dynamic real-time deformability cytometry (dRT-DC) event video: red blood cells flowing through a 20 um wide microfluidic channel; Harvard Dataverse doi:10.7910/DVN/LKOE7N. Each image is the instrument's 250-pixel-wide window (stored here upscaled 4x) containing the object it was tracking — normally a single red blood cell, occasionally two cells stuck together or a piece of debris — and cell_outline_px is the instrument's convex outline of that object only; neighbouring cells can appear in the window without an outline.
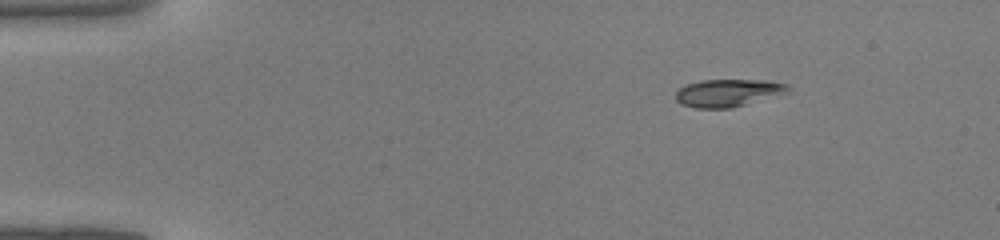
{"species": "common noctule bat (a hibernating species)", "species_latin": "Nyctalus noctula", "temperature_condition": "warm", "stored_images_in_passage": 38, "camera_frame_rate_fps": 3000, "um_per_image_px": 0.085, "animal": {"sex": "male", "body_mass_g": 19.0, "forearm_length_mm": 50.8}, "frame": {"image": 1, "passage_image": 1, "time_ms": 0.0, "image_size_px": [1000, 240], "cell_outline_px": [[792, 88], [784, 96], [732, 108], [696, 108], [680, 104], [676, 100], [676, 92], [684, 84], [700, 80], [768, 80], [788, 84]], "centroid_in_image_um": [61.98, 7.9], "position_along_channel_um": 23.0, "area_um2": 18.73}}
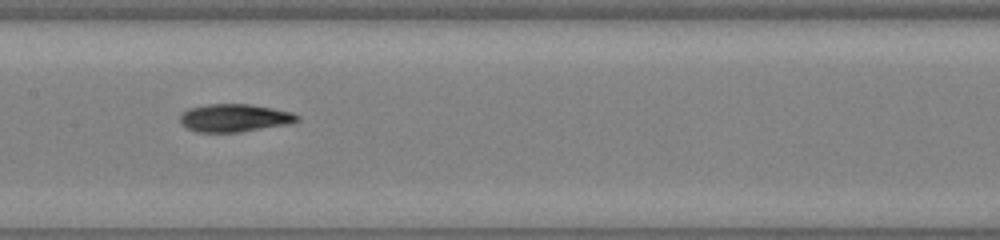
{"frame": {"image": 2, "passage_image": 17, "time_ms": 5.333, "image_size_px": [1000, 240], "cell_outline_px": [[300, 120], [292, 124], [240, 132], [196, 132], [180, 124], [180, 116], [188, 108], [208, 104], [248, 104], [272, 108], [292, 112], [300, 116]], "centroid_in_image_um": [19.96, 10.03], "position_along_channel_um": 187.4, "area_um2": 19.19}}
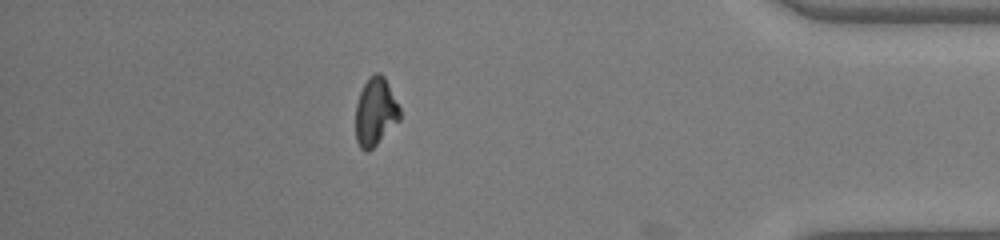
{"frame": {"image": 3, "passage_image": 33, "time_ms": 10.667, "image_size_px": [1000, 240], "cell_outline_px": [[400, 120], [368, 152], [360, 148], [356, 140], [356, 104], [360, 92], [368, 76], [376, 72], [380, 72], [384, 76], [400, 108]], "centroid_in_image_um": [31.9, 9.49], "position_along_channel_um": 403.3, "area_um2": 17.46}}